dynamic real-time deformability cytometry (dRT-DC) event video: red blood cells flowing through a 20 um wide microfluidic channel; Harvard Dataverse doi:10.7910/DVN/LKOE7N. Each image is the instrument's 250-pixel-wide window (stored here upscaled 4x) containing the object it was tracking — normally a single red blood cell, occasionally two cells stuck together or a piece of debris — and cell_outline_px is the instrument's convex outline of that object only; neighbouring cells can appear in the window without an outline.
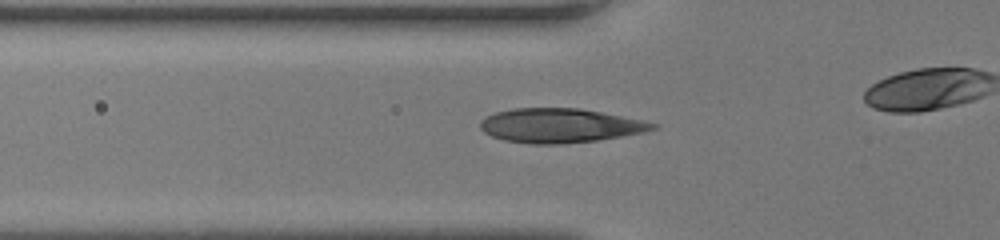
{"species": "human", "species_latin": "Homo sapiens", "temperature_condition": "room temperature", "stored_images_in_passage": 25, "camera_frame_rate_fps": 3000, "um_per_image_px": 0.085, "donor": {"sex": "female"}, "frame": {"image": 1, "passage_image": 2, "time_ms": 0.333, "image_size_px": [1000, 240], "cell_outline_px": [[660, 124], [656, 128], [644, 132], [596, 140], [560, 144], [528, 144], [504, 140], [492, 136], [484, 132], [480, 128], [480, 120], [496, 112], [512, 108], [580, 108], [644, 120]], "centroid_in_image_um": [47.6, 10.67], "position_along_channel_um": 78.2, "area_um2": 34.39}}
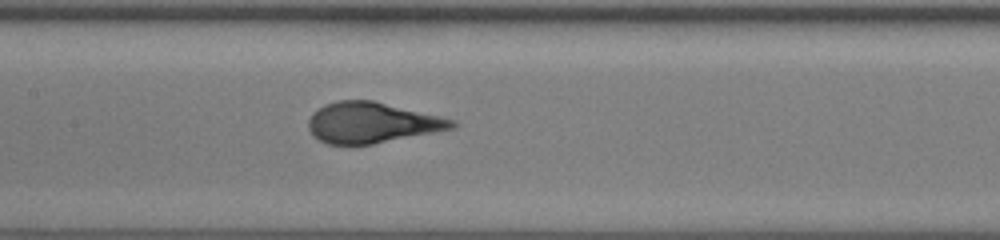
{"frame": {"image": 2, "passage_image": 9, "time_ms": 2.667, "image_size_px": [1000, 240], "cell_outline_px": [[460, 124], [456, 128], [372, 144], [328, 144], [312, 136], [308, 128], [308, 120], [312, 112], [316, 108], [324, 104], [340, 100], [372, 100], [456, 120]], "centroid_in_image_um": [31.59, 10.42], "position_along_channel_um": 175.8, "area_um2": 34.1}}
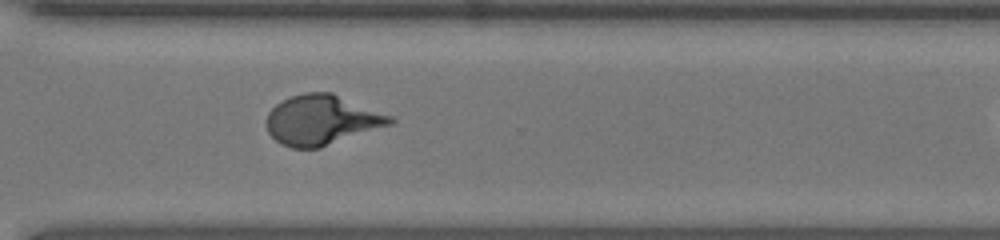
{"frame": {"image": 3, "passage_image": 21, "time_ms": 6.667, "image_size_px": [1000, 240], "cell_outline_px": [[396, 120], [392, 124], [320, 148], [292, 148], [280, 144], [268, 132], [268, 112], [276, 104], [292, 96], [304, 92], [332, 92], [392, 116]], "centroid_in_image_um": [27.37, 10.2], "position_along_channel_um": 343.2, "area_um2": 35.78}}